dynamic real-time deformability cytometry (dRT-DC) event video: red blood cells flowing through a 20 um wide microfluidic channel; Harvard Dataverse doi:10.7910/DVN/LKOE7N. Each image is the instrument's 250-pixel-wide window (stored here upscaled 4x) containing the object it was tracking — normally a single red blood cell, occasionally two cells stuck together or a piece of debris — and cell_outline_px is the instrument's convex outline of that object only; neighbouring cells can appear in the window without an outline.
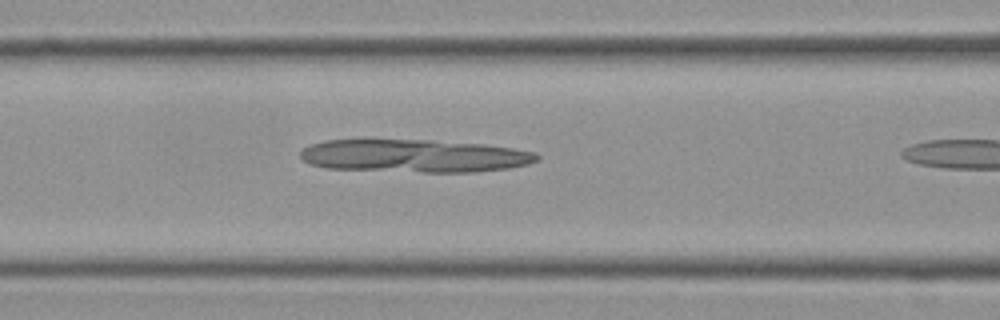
{"species": "Egyptian fruit bat (a non-hibernating species)", "species_latin": "Rousettus aegyptiacus", "temperature_condition": "cold", "stored_images_in_passage": 42, "camera_frame_rate_fps": 3000, "um_per_image_px": 0.085, "frame": {"image": 1, "passage_image": 20, "time_ms": 6.333, "image_size_px": [1000, 320], "cell_outline_px": [[540, 156], [536, 160], [528, 164], [508, 168], [476, 172], [424, 172], [328, 168], [308, 164], [300, 156], [300, 152], [308, 144], [324, 140], [360, 136], [372, 136], [432, 140], [484, 144], [512, 148], [536, 152]], "centroid_in_image_um": [35.08, 13.19], "position_along_channel_um": 131.5, "area_um2": 47.16}}
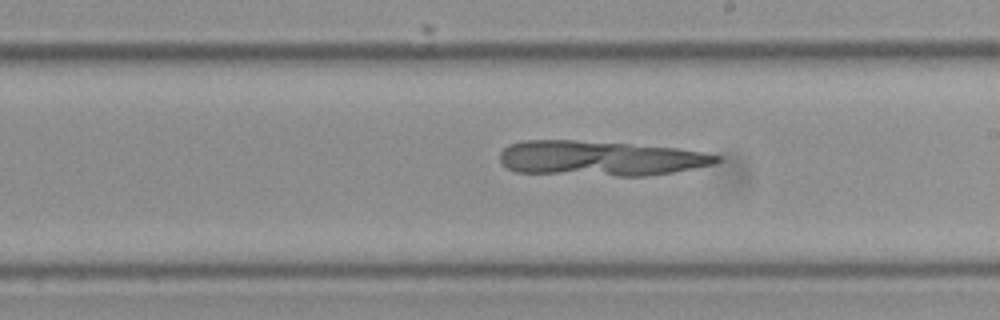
{"frame": {"image": 2, "passage_image": 29, "time_ms": 9.333, "image_size_px": [1000, 320], "cell_outline_px": [[720, 160], [712, 164], [672, 172], [648, 176], [616, 176], [516, 172], [500, 164], [500, 152], [508, 144], [524, 140], [576, 140], [628, 144], [676, 148], [704, 152], [720, 156]], "centroid_in_image_um": [50.95, 13.46], "position_along_channel_um": 238.1, "area_um2": 44.22}}
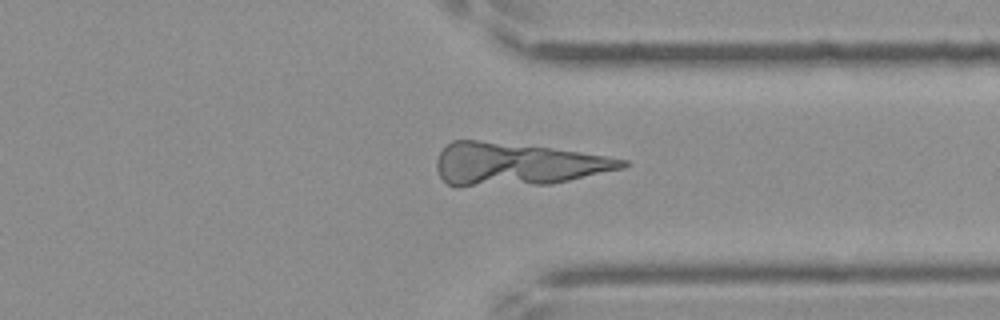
{"frame": {"image": 3, "passage_image": 40, "time_ms": 13.0, "image_size_px": [1000, 320], "cell_outline_px": [[628, 164], [624, 168], [552, 184], [456, 188], [448, 184], [440, 176], [436, 168], [436, 160], [440, 152], [452, 140], [476, 140], [548, 148], [580, 152], [628, 160]], "centroid_in_image_um": [43.88, 13.99], "position_along_channel_um": 367.5, "area_um2": 46.36}}